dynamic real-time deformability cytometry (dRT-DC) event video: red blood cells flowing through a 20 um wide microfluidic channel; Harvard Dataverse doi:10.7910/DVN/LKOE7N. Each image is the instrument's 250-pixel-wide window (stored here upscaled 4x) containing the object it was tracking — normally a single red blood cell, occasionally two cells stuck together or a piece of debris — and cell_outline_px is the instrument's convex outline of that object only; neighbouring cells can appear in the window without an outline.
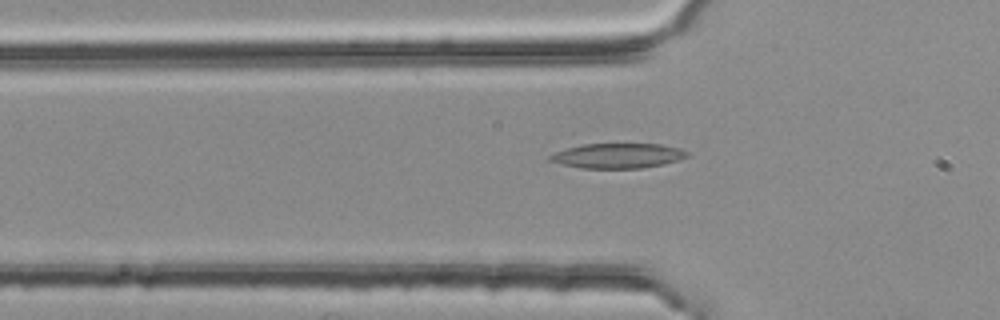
{"species": "common noctule bat (a hibernating species)", "species_latin": "Nyctalus noctula", "temperature_condition": "room temperature", "stored_images_in_passage": 5, "camera_frame_rate_fps": 3000, "um_per_image_px": 0.085, "animal": {"sex": "female", "body_mass_g": 25.1}, "frame": {"image": 1, "passage_image": 3, "time_ms": 0.667, "image_size_px": [1000, 320], "cell_outline_px": [[688, 156], [664, 164], [640, 168], [580, 168], [548, 160], [548, 156], [556, 152], [568, 148], [584, 144], [660, 144], [680, 148], [688, 152]], "centroid_in_image_um": [52.52, 13.24], "position_along_channel_um": 73.3, "area_um2": 19.65}}